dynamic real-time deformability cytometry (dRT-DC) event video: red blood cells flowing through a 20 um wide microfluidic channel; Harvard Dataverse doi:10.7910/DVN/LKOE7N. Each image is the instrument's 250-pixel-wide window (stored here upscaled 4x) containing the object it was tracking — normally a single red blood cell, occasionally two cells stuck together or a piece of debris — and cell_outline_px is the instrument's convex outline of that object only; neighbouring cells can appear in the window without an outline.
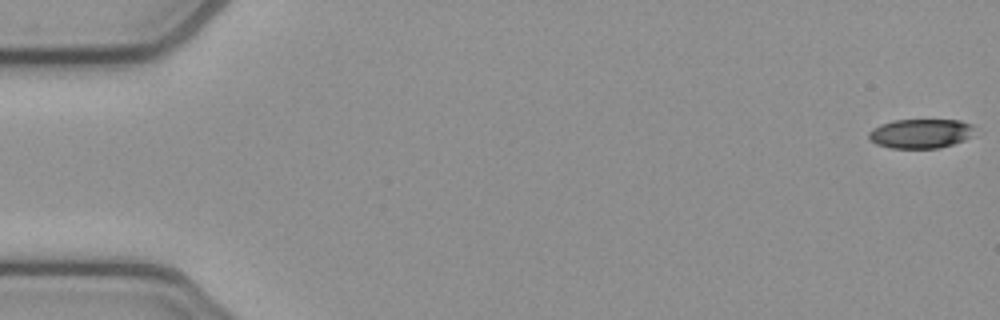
{"species": "common noctule bat (a hibernating species)", "species_latin": "Nyctalus noctula", "temperature_condition": "cold", "stored_images_in_passage": 53, "camera_frame_rate_fps": 3000, "um_per_image_px": 0.085, "animal": {"sex": "female", "body_mass_g": 21.9}, "frame": {"image": 1, "passage_image": 1, "time_ms": 0.0, "image_size_px": [1000, 320], "cell_outline_px": [[976, 124], [968, 136], [964, 140], [940, 148], [892, 148], [876, 144], [868, 136], [868, 132], [872, 128], [880, 124], [896, 120], [960, 120]], "centroid_in_image_um": [78.24, 11.34], "position_along_channel_um": 6.8, "area_um2": 18.03}}
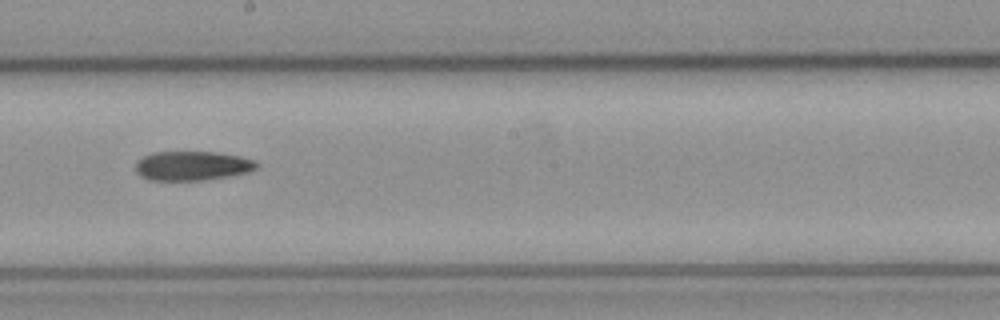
{"frame": {"image": 2, "passage_image": 30, "time_ms": 9.667, "image_size_px": [1000, 320], "cell_outline_px": [[260, 164], [256, 168], [248, 172], [228, 176], [204, 180], [148, 180], [140, 176], [136, 172], [136, 160], [152, 152], [216, 152], [240, 156], [256, 160]], "centroid_in_image_um": [16.34, 14.09], "position_along_channel_um": 231.9, "area_um2": 20.81}}
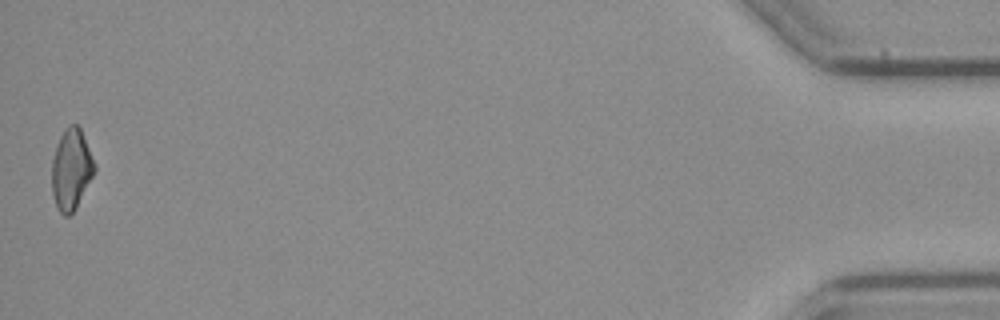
{"frame": {"image": 3, "passage_image": 53, "time_ms": 17.333, "image_size_px": [1000, 320], "cell_outline_px": [[96, 168], [76, 208], [68, 216], [64, 216], [60, 212], [56, 204], [52, 192], [52, 160], [56, 144], [60, 136], [68, 124], [76, 124], [80, 128], [96, 164]], "centroid_in_image_um": [6.05, 14.37], "position_along_channel_um": 429.2, "area_um2": 19.94}}